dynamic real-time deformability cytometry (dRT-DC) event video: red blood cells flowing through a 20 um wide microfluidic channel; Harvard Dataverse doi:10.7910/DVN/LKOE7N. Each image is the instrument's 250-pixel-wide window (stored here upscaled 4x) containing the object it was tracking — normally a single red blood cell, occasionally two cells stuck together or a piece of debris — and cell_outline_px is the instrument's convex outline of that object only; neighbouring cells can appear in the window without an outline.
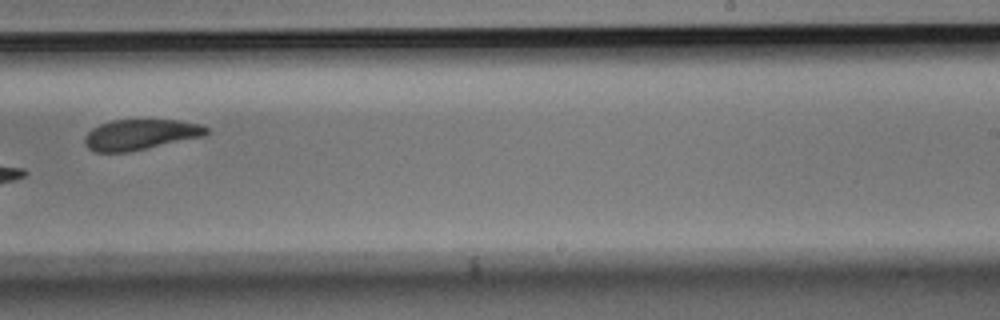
{"species": "Egyptian fruit bat (a non-hibernating species)", "species_latin": "Rousettus aegyptiacus", "temperature_condition": "room temperature", "stored_images_in_passage": 12, "camera_frame_rate_fps": 3000, "um_per_image_px": 0.085, "animal": {"sex": "male"}, "frame": {"image": 1, "passage_image": 7, "time_ms": 2.0, "image_size_px": [1000, 320], "cell_outline_px": [[212, 132], [204, 136], [128, 152], [96, 152], [88, 148], [84, 144], [84, 136], [92, 128], [100, 124], [112, 120], [180, 120], [200, 124], [208, 128]], "centroid_in_image_um": [11.94, 11.43], "position_along_channel_um": 277.1, "area_um2": 21.73}}